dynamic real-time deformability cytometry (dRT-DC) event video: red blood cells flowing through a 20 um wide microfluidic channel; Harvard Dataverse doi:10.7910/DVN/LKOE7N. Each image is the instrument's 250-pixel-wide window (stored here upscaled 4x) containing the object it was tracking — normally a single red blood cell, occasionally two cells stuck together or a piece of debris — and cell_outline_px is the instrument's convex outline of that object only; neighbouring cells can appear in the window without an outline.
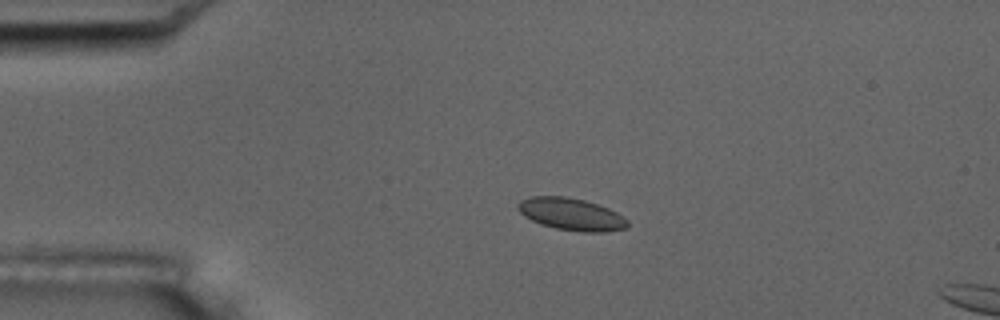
{"species": "common noctule bat (a hibernating species)", "species_latin": "Nyctalus noctula", "temperature_condition": "room temperature", "stored_images_in_passage": 4, "camera_frame_rate_fps": 3000, "um_per_image_px": 0.085, "animal": {"sex": "male", "body_mass_g": 17.5, "forearm_length_mm": 52.3}, "frame": {"image": 1, "passage_image": 2, "time_ms": 1.333, "image_size_px": [1000, 320], "cell_outline_px": [[628, 224], [624, 228], [604, 232], [580, 232], [556, 228], [540, 224], [524, 216], [516, 208], [516, 204], [520, 200], [532, 196], [564, 196], [584, 200], [608, 208], [616, 212], [628, 220]], "centroid_in_image_um": [48.52, 18.2], "position_along_channel_um": 36.5, "area_um2": 20.52}}
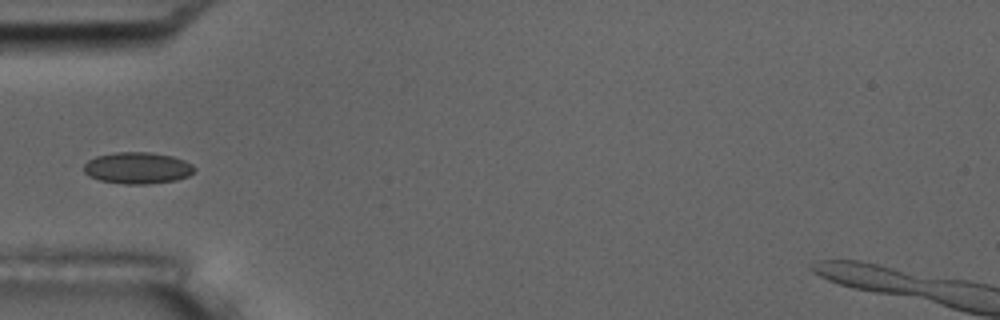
{"frame": {"image": 2, "passage_image": 4, "time_ms": 3.333, "image_size_px": [1000, 320], "cell_outline_px": [[196, 168], [188, 176], [176, 180], [148, 184], [124, 184], [100, 180], [88, 176], [84, 172], [84, 164], [88, 160], [96, 156], [116, 152], [148, 152], [172, 156], [184, 160], [192, 164]], "centroid_in_image_um": [11.68, 14.28], "position_along_channel_um": 73.3, "area_um2": 20.35}}